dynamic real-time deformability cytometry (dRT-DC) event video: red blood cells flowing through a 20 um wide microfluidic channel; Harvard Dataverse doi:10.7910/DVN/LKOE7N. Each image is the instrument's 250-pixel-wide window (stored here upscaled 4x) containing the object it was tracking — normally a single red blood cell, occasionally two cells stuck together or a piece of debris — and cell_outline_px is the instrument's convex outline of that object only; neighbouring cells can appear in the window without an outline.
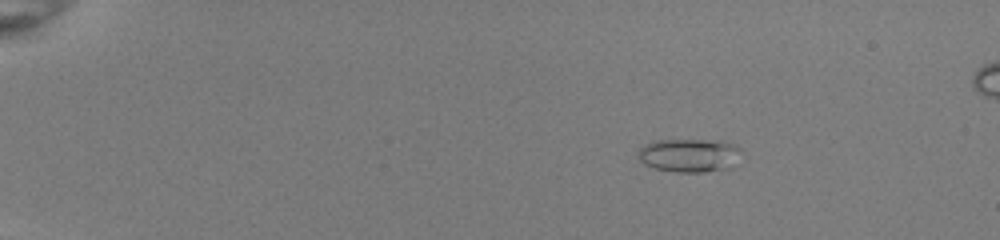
{"species": "common noctule bat (a hibernating species)", "species_latin": "Nyctalus noctula", "temperature_condition": "room temperature", "stored_images_in_passage": 47, "camera_frame_rate_fps": 3000, "um_per_image_px": 0.085, "animal": {"sex": "female", "body_mass_g": 22.0, "forearm_length_mm": 56.7}, "frame": {"image": 1, "passage_image": 4, "time_ms": 1.0, "image_size_px": [1000, 240], "cell_outline_px": [[740, 148], [728, 168], [704, 172], [676, 172], [656, 168], [644, 164], [636, 156], [640, 148], [644, 144], [656, 140], [716, 140], [732, 144]], "centroid_in_image_um": [58.48, 13.19], "position_along_channel_um": 26.5, "area_um2": 19.71}}
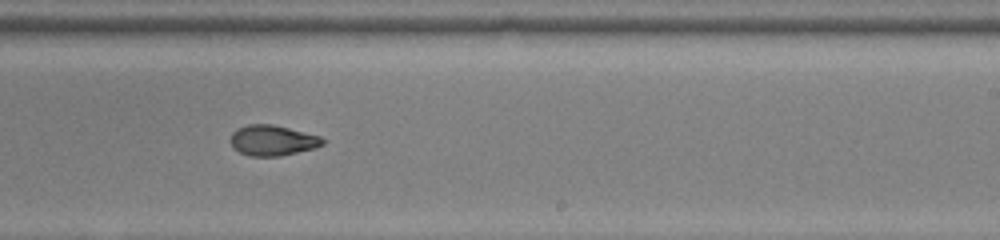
{"frame": {"image": 2, "passage_image": 30, "time_ms": 9.667, "image_size_px": [1000, 240], "cell_outline_px": [[324, 144], [316, 148], [280, 156], [248, 156], [232, 148], [232, 132], [236, 128], [248, 124], [272, 124], [320, 136], [324, 140]], "centroid_in_image_um": [23.16, 11.94], "position_along_channel_um": 265.8, "area_um2": 16.36}}
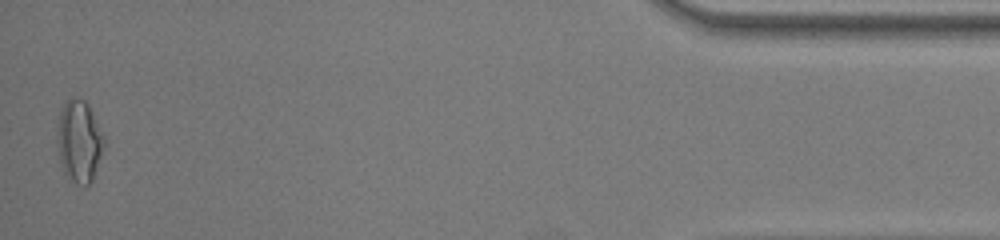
{"frame": {"image": 3, "passage_image": 47, "time_ms": 15.333, "image_size_px": [1000, 240], "cell_outline_px": [[104, 148], [92, 180], [84, 188], [76, 184], [64, 172], [60, 160], [56, 144], [56, 132], [60, 108], [72, 96], [84, 100], [88, 104], [104, 136]], "centroid_in_image_um": [6.71, 12.0], "position_along_channel_um": 428.5, "area_um2": 22.6}, "authors_computed_cell_mechanics": {"area_um2": 17.2244, "velocity_mm_per_s": 4.031, "shape_relaxation_time_tau1_ms": null, "shape_relaxation_time_tau2_ms": 1.9962, "deformation_change_tau1": null, "deformation_change_tau2": 0.0783}}